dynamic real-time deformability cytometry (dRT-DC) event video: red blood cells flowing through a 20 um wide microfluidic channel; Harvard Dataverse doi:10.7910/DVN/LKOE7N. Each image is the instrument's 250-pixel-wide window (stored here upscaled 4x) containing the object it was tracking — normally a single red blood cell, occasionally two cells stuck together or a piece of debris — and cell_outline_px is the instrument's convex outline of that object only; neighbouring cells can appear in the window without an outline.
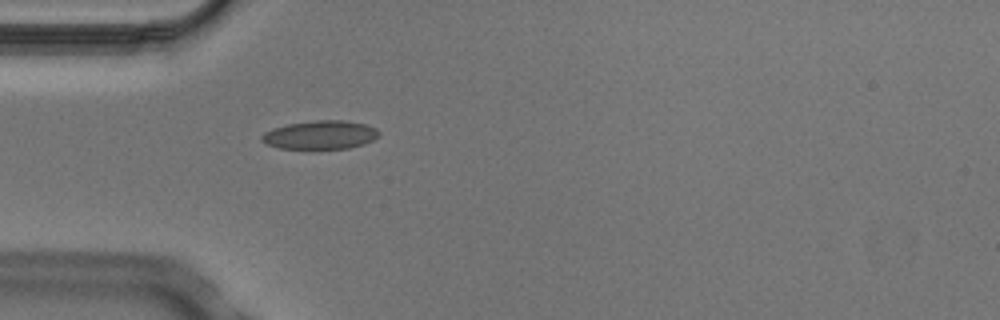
{"species": "Egyptian fruit bat (a non-hibernating species)", "species_latin": "Rousettus aegyptiacus", "temperature_condition": "cold", "stored_images_in_passage": 3, "camera_frame_rate_fps": 3000, "um_per_image_px": 0.085, "animal": {"sex": "male"}, "frame": {"image": 1, "passage_image": 3, "time_ms": 0.667, "image_size_px": [1000, 320], "cell_outline_px": [[380, 136], [364, 144], [348, 148], [280, 148], [268, 144], [260, 140], [260, 136], [264, 132], [272, 128], [288, 124], [316, 120], [344, 120], [364, 124], [376, 128], [380, 132]], "centroid_in_image_um": [27.23, 11.45], "position_along_channel_um": 57.8, "area_um2": 19.42}}